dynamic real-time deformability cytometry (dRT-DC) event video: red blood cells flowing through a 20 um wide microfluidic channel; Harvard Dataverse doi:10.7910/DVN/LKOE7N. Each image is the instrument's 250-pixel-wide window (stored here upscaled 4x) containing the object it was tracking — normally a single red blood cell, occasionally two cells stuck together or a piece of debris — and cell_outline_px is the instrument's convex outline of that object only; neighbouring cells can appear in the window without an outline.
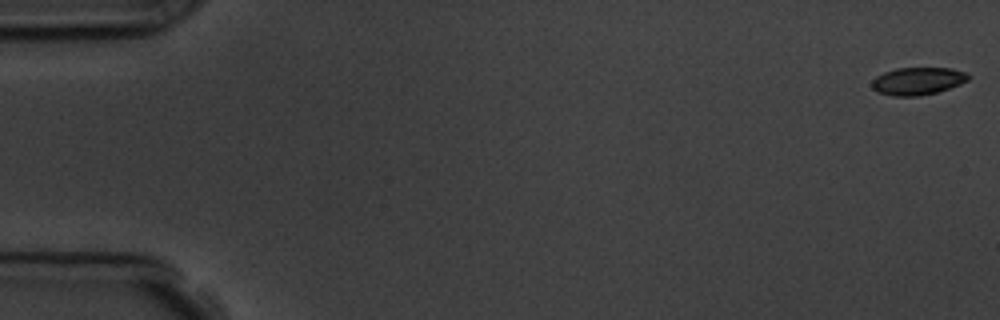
{"species": "common noctule bat (a hibernating species)", "species_latin": "Nyctalus noctula", "temperature_condition": "room temperature", "stored_images_in_passage": 4, "camera_frame_rate_fps": 3000, "um_per_image_px": 0.085, "animal": {"sex": "male", "body_mass_g": 19.5, "forearm_length_mm": 54.6}, "frame": {"image": 1, "passage_image": 1, "time_ms": 0.0, "image_size_px": [1000, 320], "cell_outline_px": [[972, 76], [968, 80], [960, 84], [936, 92], [920, 96], [892, 96], [876, 92], [872, 88], [872, 80], [876, 76], [884, 72], [896, 68], [952, 68], [964, 72]], "centroid_in_image_um": [77.99, 6.89], "position_along_channel_um": 7.0, "area_um2": 15.55}}